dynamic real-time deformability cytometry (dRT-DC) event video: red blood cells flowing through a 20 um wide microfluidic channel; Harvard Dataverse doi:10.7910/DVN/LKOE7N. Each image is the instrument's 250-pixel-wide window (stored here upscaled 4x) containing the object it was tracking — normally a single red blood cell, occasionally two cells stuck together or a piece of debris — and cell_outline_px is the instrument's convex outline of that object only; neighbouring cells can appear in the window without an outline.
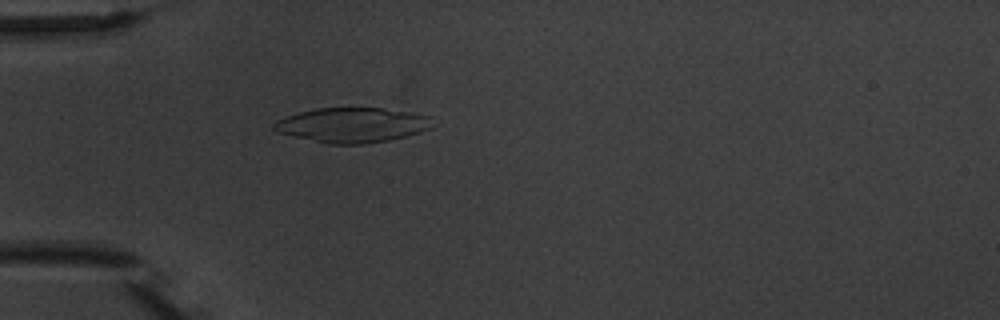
{"species": "common noctule bat (a hibernating species)", "species_latin": "Nyctalus noctula", "temperature_condition": "warm", "stored_images_in_passage": 1, "camera_frame_rate_fps": 3000, "um_per_image_px": 0.085, "animal": {"sex": "male", "body_mass_g": 20.1, "forearm_length_mm": 53.5}, "frame": {"image": 1, "passage_image": 1, "time_ms": 0.0, "image_size_px": [1000, 320], "cell_outline_px": [[432, 116], [428, 128], [420, 132], [388, 140], [364, 144], [328, 144], [276, 132], [272, 128], [272, 124], [276, 120], [300, 112], [316, 108], [384, 108]], "centroid_in_image_um": [29.89, 10.63], "position_along_channel_um": 55.1, "area_um2": 31.91}}